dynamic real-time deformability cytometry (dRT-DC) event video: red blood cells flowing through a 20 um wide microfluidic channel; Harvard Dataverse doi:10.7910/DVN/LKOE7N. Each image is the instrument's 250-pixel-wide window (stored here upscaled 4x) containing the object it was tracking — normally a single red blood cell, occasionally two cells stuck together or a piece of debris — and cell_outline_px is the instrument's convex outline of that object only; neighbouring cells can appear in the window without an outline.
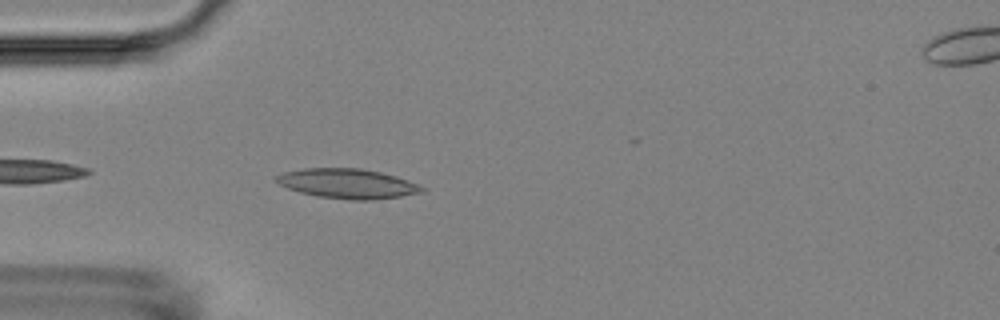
{"species": "Egyptian fruit bat (a non-hibernating species)", "species_latin": "Rousettus aegyptiacus", "temperature_condition": "room temperature", "stored_images_in_passage": 28, "camera_frame_rate_fps": 3000, "um_per_image_px": 0.085, "animal": {"sex": "female"}, "frame": {"image": 1, "passage_image": 3, "time_ms": 0.667, "image_size_px": [1000, 320], "cell_outline_px": [[424, 192], [400, 196], [372, 200], [348, 200], [316, 196], [300, 192], [288, 188], [272, 180], [272, 176], [284, 172], [304, 168], [360, 168], [380, 172], [396, 176], [408, 180], [424, 188]], "centroid_in_image_um": [29.48, 15.6], "position_along_channel_um": 55.5, "area_um2": 25.32}}
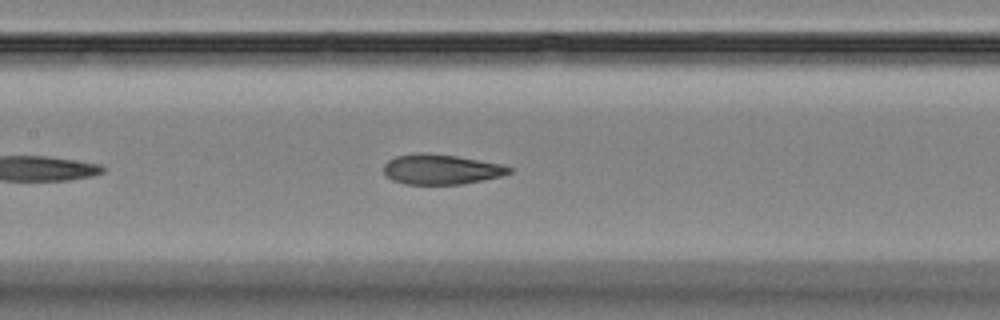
{"frame": {"image": 2, "passage_image": 13, "time_ms": 4.0, "image_size_px": [1000, 320], "cell_outline_px": [[516, 168], [512, 172], [500, 176], [484, 180], [460, 184], [404, 184], [392, 180], [384, 172], [384, 164], [388, 160], [396, 156], [420, 152], [456, 156], [500, 164]], "centroid_in_image_um": [37.5, 14.39], "position_along_channel_um": 169.9, "area_um2": 21.91}}
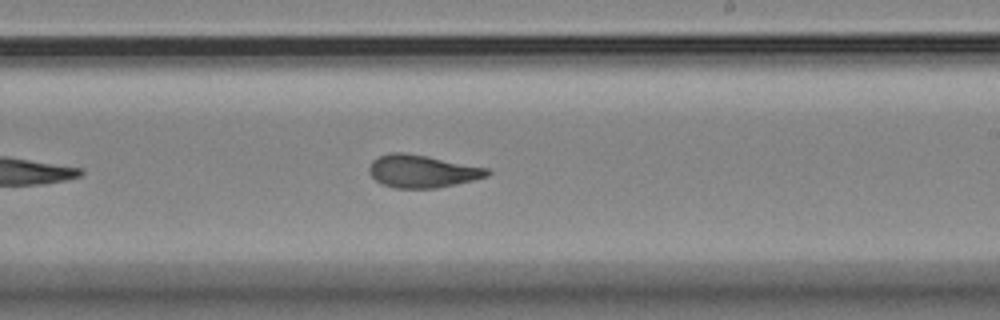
{"frame": {"image": 3, "passage_image": 20, "time_ms": 6.333, "image_size_px": [1000, 320], "cell_outline_px": [[492, 172], [488, 176], [456, 184], [436, 188], [396, 188], [380, 184], [368, 172], [368, 168], [372, 160], [388, 152], [404, 152], [428, 156], [488, 168]], "centroid_in_image_um": [35.86, 14.55], "position_along_channel_um": 253.1, "area_um2": 22.6}}